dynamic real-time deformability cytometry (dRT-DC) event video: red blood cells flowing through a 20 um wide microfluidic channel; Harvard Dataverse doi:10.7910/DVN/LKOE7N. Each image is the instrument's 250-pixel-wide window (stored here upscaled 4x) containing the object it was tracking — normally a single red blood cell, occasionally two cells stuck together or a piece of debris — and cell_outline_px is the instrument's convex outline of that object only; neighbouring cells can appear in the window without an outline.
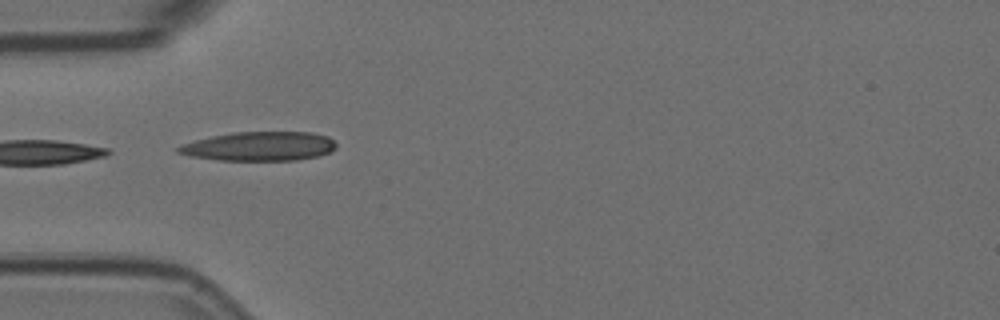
{"species": "Egyptian fruit bat (a non-hibernating species)", "species_latin": "Rousettus aegyptiacus", "temperature_condition": "room temperature", "stored_images_in_passage": 4, "camera_frame_rate_fps": 3000, "um_per_image_px": 0.085, "animal": {"sex": "female"}, "frame": {"image": 1, "passage_image": 4, "time_ms": 1.0, "image_size_px": [1000, 320], "cell_outline_px": [[336, 148], [320, 156], [296, 160], [216, 160], [188, 156], [176, 152], [176, 148], [184, 144], [196, 140], [212, 136], [232, 132], [312, 132], [328, 136], [336, 144]], "centroid_in_image_um": [22.05, 12.43], "position_along_channel_um": 63.0, "area_um2": 26.82}}